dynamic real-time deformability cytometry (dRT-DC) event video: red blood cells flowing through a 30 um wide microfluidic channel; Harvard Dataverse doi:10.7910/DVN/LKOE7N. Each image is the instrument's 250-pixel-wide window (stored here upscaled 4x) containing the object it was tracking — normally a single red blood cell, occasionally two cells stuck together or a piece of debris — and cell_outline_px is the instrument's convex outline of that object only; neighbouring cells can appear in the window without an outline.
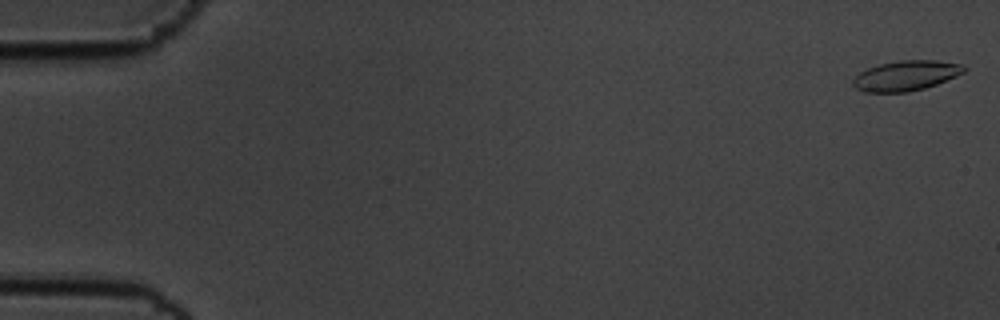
{"species": "common noctule bat (a hibernating species)", "species_latin": "Nyctalus noctula", "temperature_condition": "cold", "stored_images_in_passage": 57, "camera_frame_rate_fps": 3000, "um_per_image_px": 0.085, "animal": {"sex": "male", "body_mass_g": 19.5, "forearm_length_mm": 54.6}, "frame": {"image": 1, "passage_image": 1, "time_ms": 0.0, "image_size_px": [1000, 320], "cell_outline_px": [[968, 68], [964, 72], [956, 76], [936, 84], [924, 88], [908, 92], [864, 92], [856, 88], [852, 84], [852, 80], [860, 72], [868, 68], [880, 64], [900, 60], [936, 60], [964, 64]], "centroid_in_image_um": [77.03, 6.42], "position_along_channel_um": 8.0, "area_um2": 19.48}}
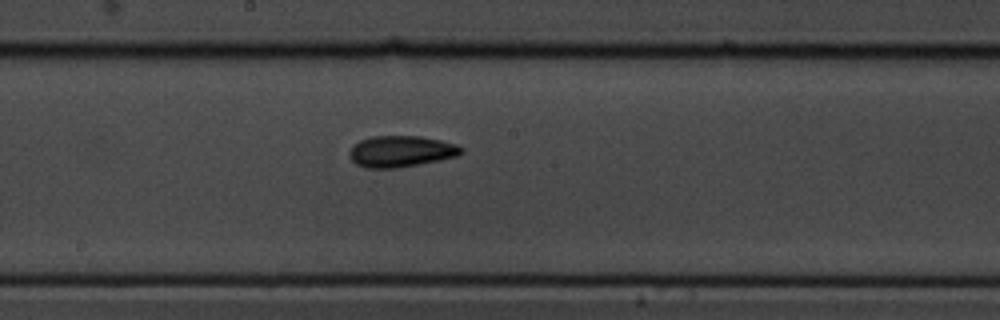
{"frame": {"image": 2, "passage_image": 31, "time_ms": 10.0, "image_size_px": [1000, 320], "cell_outline_px": [[464, 152], [456, 156], [440, 160], [396, 168], [368, 168], [356, 164], [348, 156], [348, 152], [352, 144], [360, 140], [372, 136], [420, 136], [440, 140], [456, 144], [464, 148]], "centroid_in_image_um": [34.06, 12.86], "position_along_channel_um": 214.1, "area_um2": 20.52}}
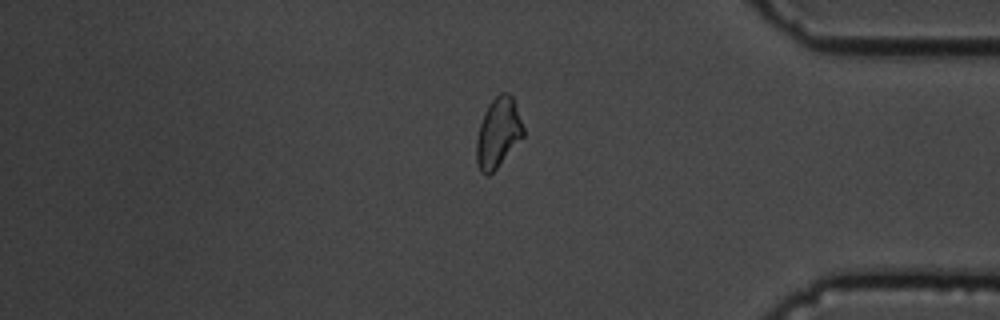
{"frame": {"image": 3, "passage_image": 48, "time_ms": 15.667, "image_size_px": [1000, 320], "cell_outline_px": [[524, 136], [496, 168], [488, 176], [484, 176], [480, 172], [476, 164], [476, 140], [480, 124], [488, 104], [500, 92], [508, 92], [512, 96], [524, 128]], "centroid_in_image_um": [42.32, 11.3], "position_along_channel_um": 392.9, "area_um2": 19.02}, "authors_computed_cell_mechanics": {"area_um2": 19.4208, "velocity_mm_per_s": 3.543, "shape_relaxation_time_tau1_ms": 3.9864, "shape_relaxation_time_tau2_ms": 3.3636, "deformation_change_tau1": 0.0998, "deformation_change_tau2": 0.09}}